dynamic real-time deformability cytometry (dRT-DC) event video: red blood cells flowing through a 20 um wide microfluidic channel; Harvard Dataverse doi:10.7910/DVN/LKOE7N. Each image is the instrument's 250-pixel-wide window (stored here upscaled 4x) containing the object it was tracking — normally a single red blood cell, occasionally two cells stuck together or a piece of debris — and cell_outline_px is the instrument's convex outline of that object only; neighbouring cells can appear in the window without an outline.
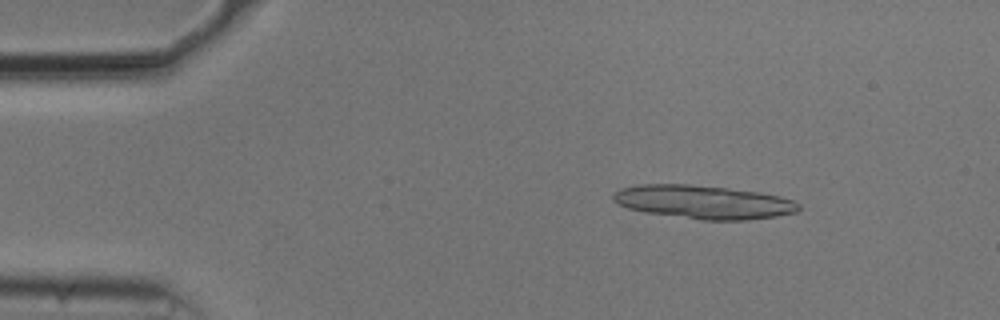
{"species": "common noctule bat (a hibernating species)", "species_latin": "Nyctalus noctula", "temperature_condition": "cold", "stored_images_in_passage": 13, "camera_frame_rate_fps": 3000, "um_per_image_px": 0.085, "animal": {"sex": "male", "body_mass_g": 20.5, "forearm_length_mm": 52.5}, "frame": {"image": 1, "passage_image": 3, "time_ms": 0.667, "image_size_px": [1000, 320], "cell_outline_px": [[800, 208], [796, 212], [776, 216], [748, 220], [700, 220], [644, 212], [628, 208], [612, 200], [612, 196], [620, 188], [640, 184], [688, 184], [728, 188], [760, 192], [780, 196], [792, 200], [800, 204]], "centroid_in_image_um": [59.8, 17.17], "position_along_channel_um": 25.2, "area_um2": 36.3}}
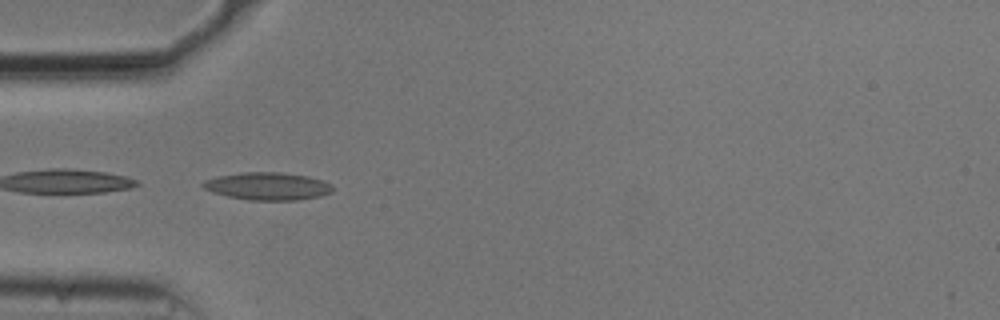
{"frame": {"image": 2, "passage_image": 12, "time_ms": 3.667, "image_size_px": [1000, 320], "cell_outline_px": [[332, 192], [320, 196], [296, 200], [248, 200], [228, 196], [212, 192], [204, 188], [200, 184], [204, 180], [216, 176], [240, 172], [280, 172], [308, 176], [324, 180], [332, 184]], "centroid_in_image_um": [22.74, 15.81], "position_along_channel_um": 62.3, "area_um2": 21.04}}